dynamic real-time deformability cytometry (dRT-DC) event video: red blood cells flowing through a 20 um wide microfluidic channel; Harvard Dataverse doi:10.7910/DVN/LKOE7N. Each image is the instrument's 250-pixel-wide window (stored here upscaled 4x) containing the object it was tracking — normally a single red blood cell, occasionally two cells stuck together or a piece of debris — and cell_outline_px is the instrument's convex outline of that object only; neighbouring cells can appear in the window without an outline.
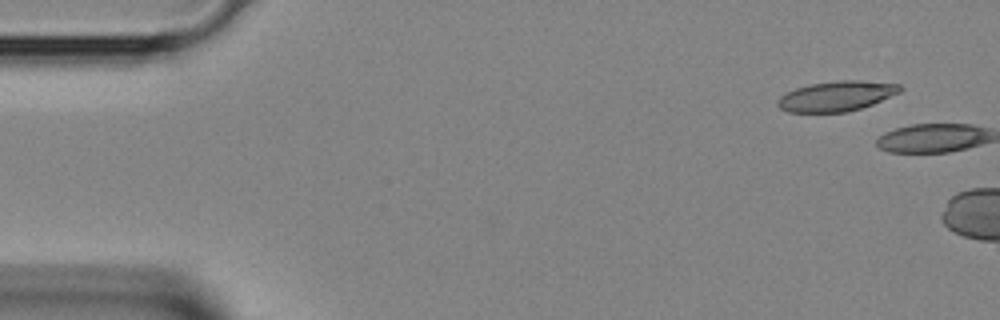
{"species": "Egyptian fruit bat (a non-hibernating species)", "species_latin": "Rousettus aegyptiacus", "temperature_condition": "room temperature", "stored_images_in_passage": 2, "camera_frame_rate_fps": 3000, "um_per_image_px": 0.085, "animal": {"sex": "female"}, "frame": {"image": 1, "passage_image": 1, "time_ms": 0.0, "image_size_px": [1000, 320], "cell_outline_px": [[904, 88], [900, 92], [872, 104], [848, 112], [788, 112], [780, 108], [776, 104], [776, 100], [780, 96], [796, 88], [812, 84], [840, 80], [860, 80], [900, 84]], "centroid_in_image_um": [71.11, 8.17], "position_along_channel_um": 13.9, "area_um2": 21.39}}